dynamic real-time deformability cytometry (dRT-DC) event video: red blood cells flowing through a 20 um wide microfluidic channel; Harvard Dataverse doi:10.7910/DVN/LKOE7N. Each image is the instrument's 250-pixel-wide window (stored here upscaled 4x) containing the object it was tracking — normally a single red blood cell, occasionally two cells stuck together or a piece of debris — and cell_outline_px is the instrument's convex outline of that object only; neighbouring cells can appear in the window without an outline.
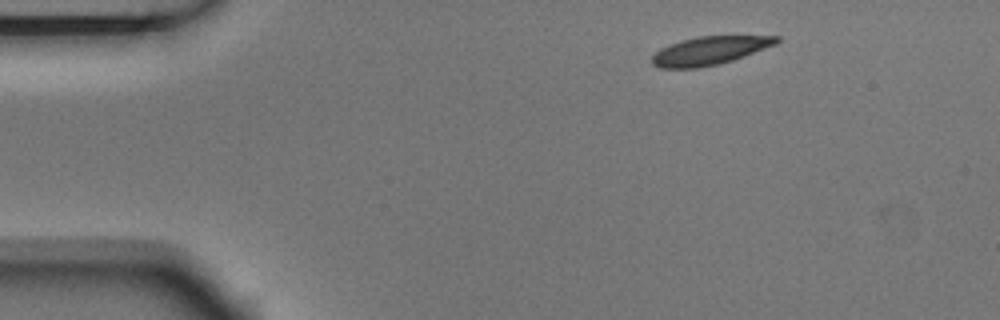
{"species": "Egyptian fruit bat (a non-hibernating species)", "species_latin": "Rousettus aegyptiacus", "temperature_condition": "room temperature", "stored_images_in_passage": 3, "camera_frame_rate_fps": 3000, "um_per_image_px": 0.085, "animal": {"sex": "male"}, "frame": {"image": 1, "passage_image": 1, "time_ms": 0.0, "image_size_px": [1000, 320], "cell_outline_px": [[780, 40], [776, 44], [744, 56], [732, 60], [700, 68], [660, 68], [652, 64], [652, 56], [660, 48], [684, 40], [700, 36], [780, 36]], "centroid_in_image_um": [60.32, 4.31], "position_along_channel_um": 24.7, "area_um2": 20.23}}